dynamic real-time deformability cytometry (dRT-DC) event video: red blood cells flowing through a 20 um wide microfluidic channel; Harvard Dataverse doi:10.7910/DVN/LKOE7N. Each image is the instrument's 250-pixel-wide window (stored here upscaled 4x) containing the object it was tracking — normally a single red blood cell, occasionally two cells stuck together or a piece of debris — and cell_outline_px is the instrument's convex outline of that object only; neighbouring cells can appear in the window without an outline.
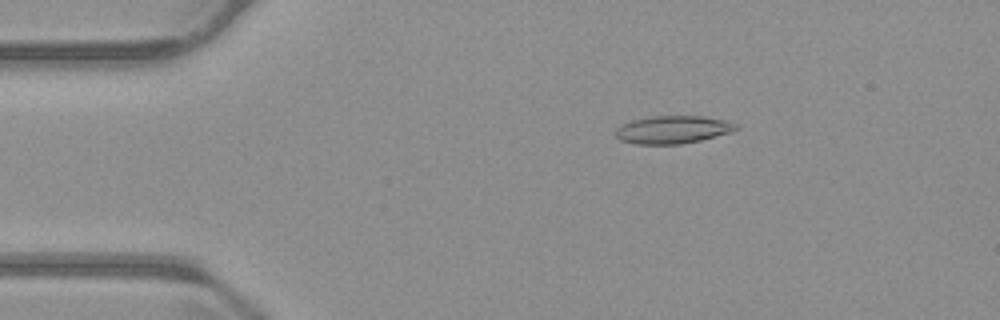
{"species": "common noctule bat (a hibernating species)", "species_latin": "Nyctalus noctula", "temperature_condition": "warm", "stored_images_in_passage": 55, "camera_frame_rate_fps": 3000, "um_per_image_px": 0.085, "animal": {"sex": "male", "body_mass_g": 23.1, "forearm_length_mm": 52.7}, "frame": {"image": 1, "passage_image": 10, "time_ms": 3.0, "image_size_px": [1000, 320], "cell_outline_px": [[740, 128], [732, 132], [700, 140], [680, 144], [636, 144], [620, 140], [612, 132], [620, 124], [632, 120], [652, 116], [704, 116], [724, 120], [736, 124]], "centroid_in_image_um": [57.15, 11.02], "position_along_channel_um": 27.9, "area_um2": 19.65}}
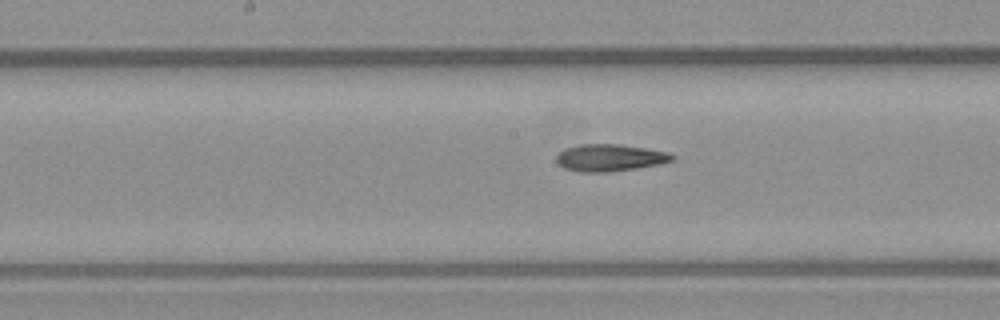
{"frame": {"image": 2, "passage_image": 28, "time_ms": 9.0, "image_size_px": [1000, 320], "cell_outline_px": [[676, 156], [672, 160], [660, 164], [636, 168], [608, 172], [580, 172], [564, 168], [556, 160], [556, 156], [564, 148], [580, 144], [620, 144], [668, 152]], "centroid_in_image_um": [51.82, 13.4], "position_along_channel_um": 196.4, "area_um2": 18.21}}
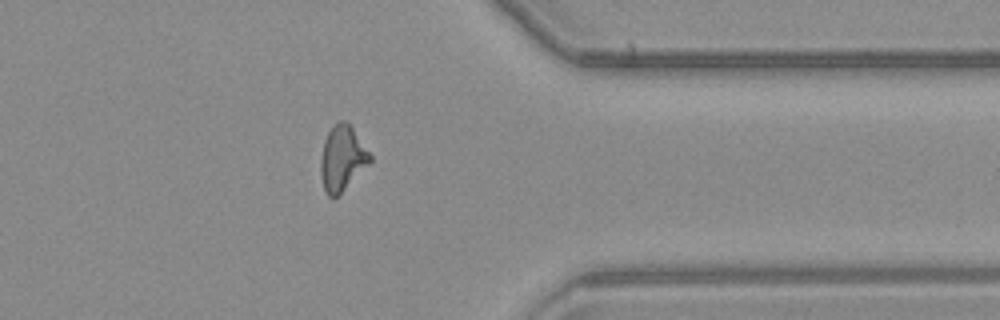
{"frame": {"image": 3, "passage_image": 44, "time_ms": 14.333, "image_size_px": [1000, 320], "cell_outline_px": [[372, 160], [332, 200], [324, 192], [320, 172], [320, 160], [324, 140], [332, 124], [340, 120], [348, 120], [372, 156]], "centroid_in_image_um": [29.06, 13.41], "position_along_channel_um": 382.3, "area_um2": 18.73}, "authors_computed_cell_mechanics": {"area_um2": 18.4382, "velocity_mm_per_s": 3.7447, "shape_relaxation_time_tau1_ms": null, "shape_relaxation_time_tau2_ms": 7.7857, "deformation_change_tau1": null, "deformation_change_tau2": 0.1756}}